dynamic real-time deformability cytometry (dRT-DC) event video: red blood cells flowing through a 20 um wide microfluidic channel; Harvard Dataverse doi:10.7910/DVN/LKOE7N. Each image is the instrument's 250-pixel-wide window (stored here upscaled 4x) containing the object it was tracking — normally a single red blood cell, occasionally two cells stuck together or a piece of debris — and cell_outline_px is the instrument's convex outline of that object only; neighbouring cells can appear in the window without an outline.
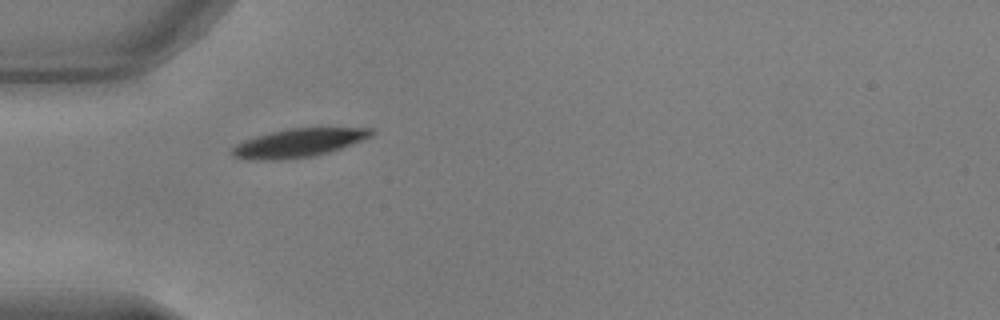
{"species": "common noctule bat (a hibernating species)", "species_latin": "Nyctalus noctula", "temperature_condition": "warm", "stored_images_in_passage": 38, "camera_frame_rate_fps": 3000, "um_per_image_px": 0.085, "animal": {"sex": "male", "body_mass_g": 17.9, "forearm_length_mm": 54.2}, "frame": {"image": 1, "passage_image": 1, "time_ms": 0.0, "image_size_px": [1000, 320], "cell_outline_px": [[376, 132], [372, 136], [352, 144], [328, 152], [312, 156], [276, 160], [260, 160], [232, 156], [232, 148], [236, 144], [244, 140], [256, 136], [288, 128], [372, 128]], "centroid_in_image_um": [25.4, 12.13], "position_along_channel_um": 59.6, "area_um2": 22.77}}
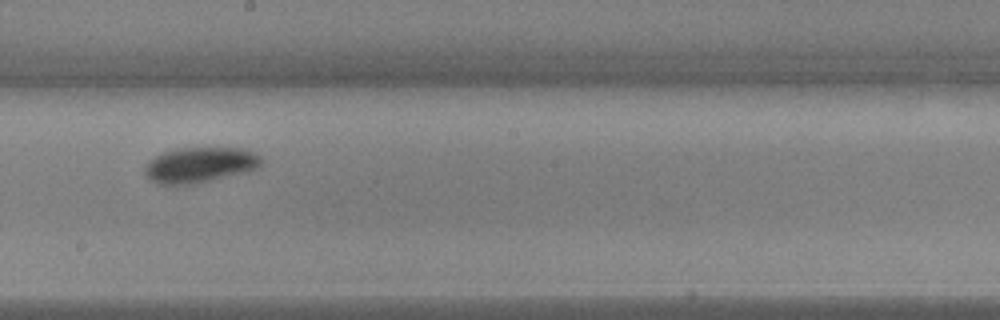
{"frame": {"image": 2, "passage_image": 15, "time_ms": 4.667, "image_size_px": [1000, 320], "cell_outline_px": [[264, 160], [256, 168], [244, 172], [192, 184], [160, 184], [152, 180], [144, 172], [144, 168], [156, 156], [164, 152], [176, 148], [248, 148], [260, 156]], "centroid_in_image_um": [17.03, 13.99], "position_along_channel_um": 231.2, "area_um2": 23.64}}
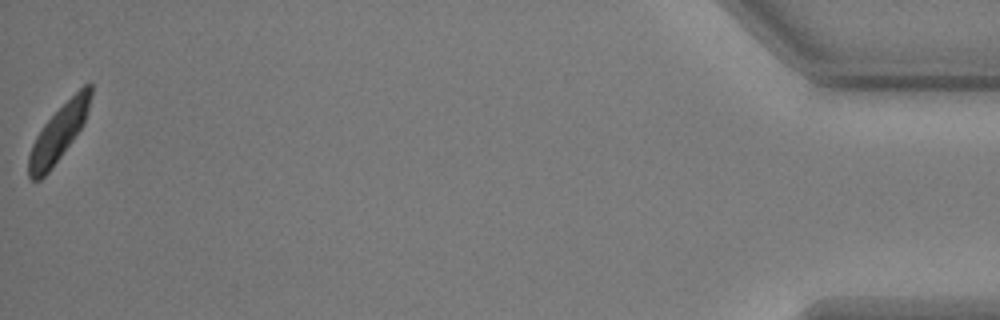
{"frame": {"image": 3, "passage_image": 38, "time_ms": 12.333, "image_size_px": [1000, 320], "cell_outline_px": [[92, 96], [84, 124], [48, 172], [40, 180], [32, 180], [28, 176], [28, 156], [32, 144], [36, 136], [44, 124], [84, 84], [92, 84]], "centroid_in_image_um": [4.98, 11.31], "position_along_channel_um": 430.2, "area_um2": 19.77}, "authors_computed_cell_mechanics": {"area_um2": 22.6865, "velocity_mm_per_s": 3.7784, "shape_relaxation_time_tau1_ms": 3.3188, "shape_relaxation_time_tau2_ms": null, "deformation_change_tau1": 0.1508, "deformation_change_tau2": null}}